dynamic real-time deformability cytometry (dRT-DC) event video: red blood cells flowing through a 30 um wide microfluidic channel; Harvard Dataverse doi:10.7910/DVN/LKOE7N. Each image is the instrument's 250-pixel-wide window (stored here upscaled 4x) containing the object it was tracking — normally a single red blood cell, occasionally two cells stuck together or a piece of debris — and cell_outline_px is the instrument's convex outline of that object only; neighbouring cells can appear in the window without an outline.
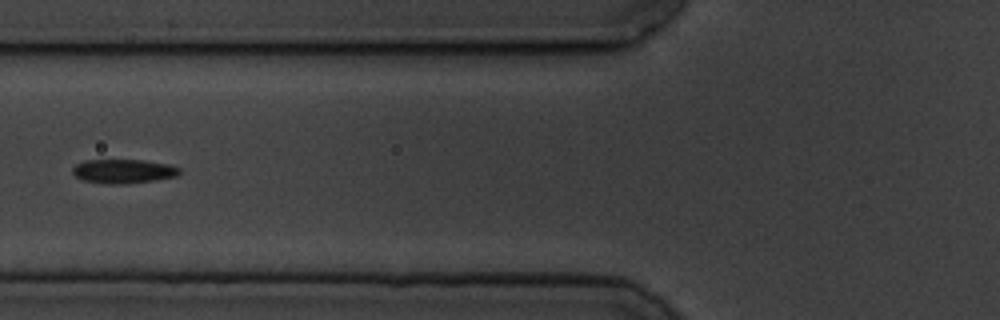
{"species": "common noctule bat (a hibernating species)", "species_latin": "Nyctalus noctula", "temperature_condition": "cold", "stored_images_in_passage": 7, "camera_frame_rate_fps": 3000, "um_per_image_px": 0.085, "animal": {"sex": "male", "body_mass_g": 19.5, "forearm_length_mm": 54.6}, "frame": {"image": 1, "passage_image": 6, "time_ms": 6.0, "image_size_px": [1000, 320], "cell_outline_px": [[180, 172], [176, 176], [156, 180], [124, 184], [108, 184], [84, 180], [76, 176], [72, 172], [72, 168], [76, 164], [84, 160], [144, 160], [168, 164], [180, 168]], "centroid_in_image_um": [10.49, 14.55], "position_along_channel_um": 115.3, "area_um2": 14.97}}
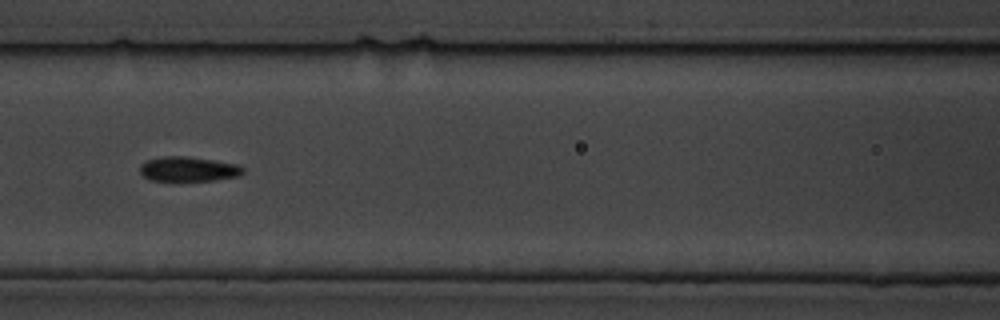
{"frame": {"image": 2, "passage_image": 7, "time_ms": 7.0, "image_size_px": [1000, 320], "cell_outline_px": [[244, 172], [240, 176], [216, 180], [152, 180], [144, 176], [140, 172], [140, 164], [148, 160], [164, 156], [184, 156], [216, 160], [240, 164], [244, 168]], "centroid_in_image_um": [16.08, 14.36], "position_along_channel_um": 150.5, "area_um2": 14.85}}